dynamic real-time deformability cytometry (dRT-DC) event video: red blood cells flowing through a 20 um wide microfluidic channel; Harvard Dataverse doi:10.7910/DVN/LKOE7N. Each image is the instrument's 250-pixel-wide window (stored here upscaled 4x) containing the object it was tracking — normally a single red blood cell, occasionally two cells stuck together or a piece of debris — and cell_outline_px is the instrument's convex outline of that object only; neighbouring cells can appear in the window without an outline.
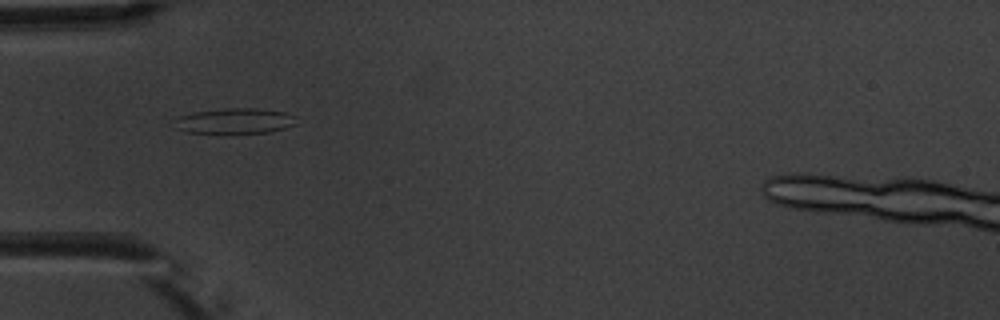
{"species": "common noctule bat (a hibernating species)", "species_latin": "Nyctalus noctula", "temperature_condition": "warm", "stored_images_in_passage": 4, "camera_frame_rate_fps": 3000, "um_per_image_px": 0.085, "animal": {"sex": "male", "body_mass_g": 20.1, "forearm_length_mm": 53.5}, "frame": {"image": 1, "passage_image": 2, "time_ms": 2.0, "image_size_px": [1000, 320], "cell_outline_px": [[296, 124], [284, 128], [268, 132], [232, 136], [220, 136], [188, 132], [176, 128], [172, 120], [180, 116], [192, 112], [220, 108], [260, 108], [284, 112], [292, 116]], "centroid_in_image_um": [19.86, 10.33], "position_along_channel_um": 65.1, "area_um2": 19.13}}
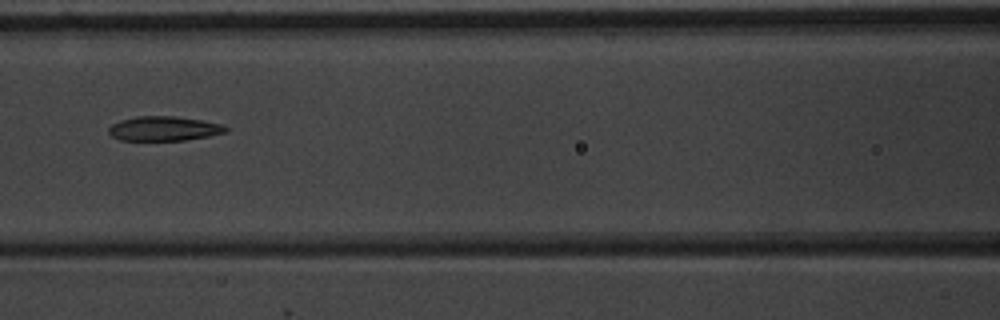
{"frame": {"image": 2, "passage_image": 4, "time_ms": 4.333, "image_size_px": [1000, 320], "cell_outline_px": [[228, 132], [208, 136], [184, 140], [120, 140], [112, 136], [108, 132], [108, 128], [112, 124], [120, 120], [136, 116], [176, 116], [224, 124], [228, 128]], "centroid_in_image_um": [13.94, 10.92], "position_along_channel_um": 152.7, "area_um2": 16.76}}